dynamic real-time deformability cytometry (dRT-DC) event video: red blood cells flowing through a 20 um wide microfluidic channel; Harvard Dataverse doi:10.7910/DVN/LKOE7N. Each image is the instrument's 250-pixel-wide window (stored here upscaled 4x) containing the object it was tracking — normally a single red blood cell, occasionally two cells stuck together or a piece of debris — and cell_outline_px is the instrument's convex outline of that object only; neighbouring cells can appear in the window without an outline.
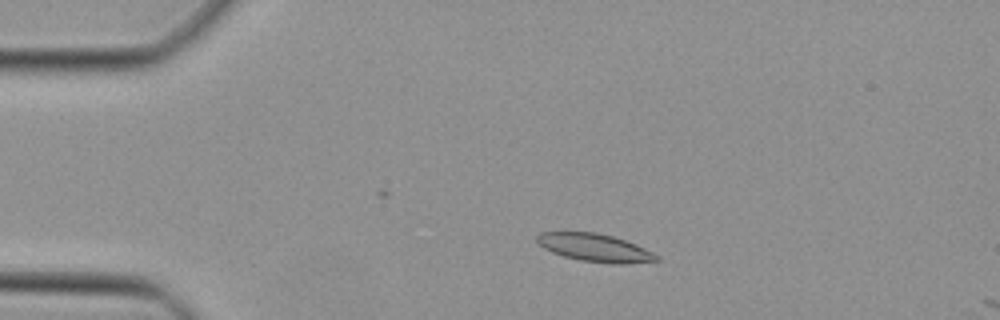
{"species": "Egyptian fruit bat (a non-hibernating species)", "species_latin": "Rousettus aegyptiacus", "temperature_condition": "cold", "stored_images_in_passage": 28, "camera_frame_rate_fps": 3000, "um_per_image_px": 0.085, "animal": {"sex": "female"}, "frame": {"image": 1, "passage_image": 1, "time_ms": 0.0, "image_size_px": [1000, 320], "cell_outline_px": [[660, 260], [624, 264], [612, 264], [580, 260], [564, 256], [552, 252], [544, 248], [536, 240], [536, 236], [540, 232], [596, 232], [612, 236], [636, 244], [660, 256]], "centroid_in_image_um": [50.57, 21.06], "position_along_channel_um": 34.4, "area_um2": 19.36}}
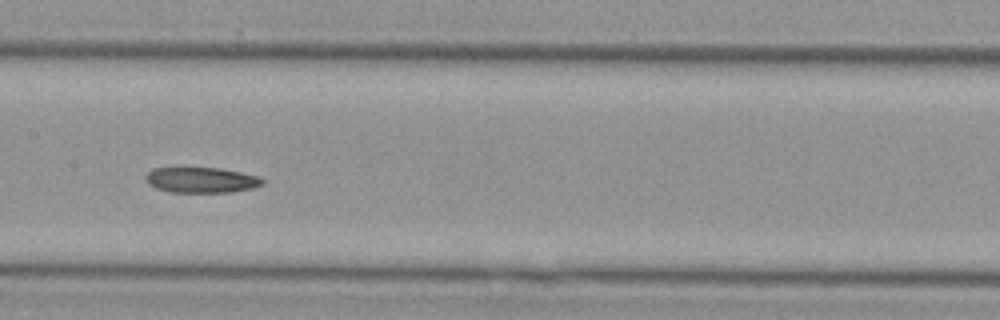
{"frame": {"image": 2, "passage_image": 15, "time_ms": 4.667, "image_size_px": [1000, 320], "cell_outline_px": [[264, 184], [252, 188], [232, 192], [168, 192], [156, 188], [148, 184], [144, 180], [144, 176], [152, 168], [220, 168], [260, 176], [264, 180]], "centroid_in_image_um": [17.09, 15.3], "position_along_channel_um": 190.3, "area_um2": 17.51}}
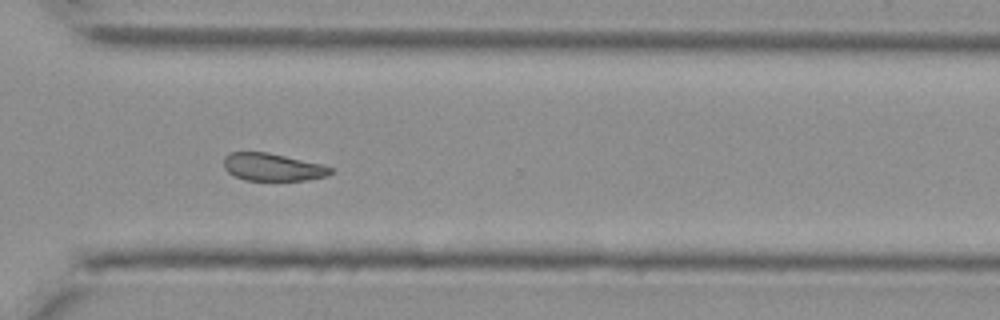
{"frame": {"image": 3, "passage_image": 26, "time_ms": 8.333, "image_size_px": [1000, 320], "cell_outline_px": [[336, 172], [324, 176], [308, 180], [244, 180], [228, 172], [224, 168], [224, 156], [232, 152], [268, 152], [324, 164], [332, 168]], "centroid_in_image_um": [23.21, 14.2], "position_along_channel_um": 347.4, "area_um2": 17.28}}